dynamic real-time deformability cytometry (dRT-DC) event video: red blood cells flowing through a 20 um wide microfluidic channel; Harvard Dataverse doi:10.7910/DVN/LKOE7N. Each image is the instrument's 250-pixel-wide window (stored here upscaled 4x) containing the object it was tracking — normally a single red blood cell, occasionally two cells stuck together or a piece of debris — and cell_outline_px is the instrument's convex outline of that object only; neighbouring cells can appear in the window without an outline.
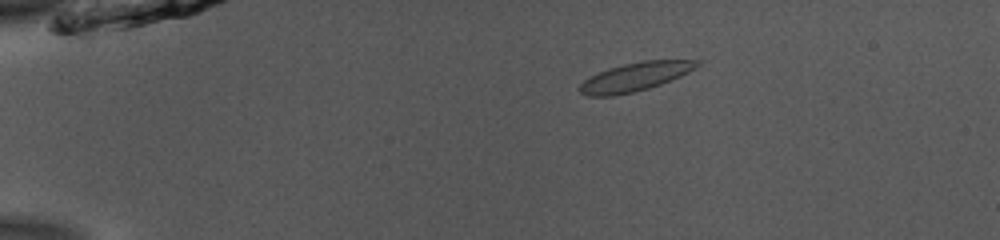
{"species": "common noctule bat (a hibernating species)", "species_latin": "Nyctalus noctula", "temperature_condition": "room temperature", "stored_images_in_passage": 46, "camera_frame_rate_fps": 3000, "um_per_image_px": 0.085, "animal": {"sex": "male", "body_mass_g": 13.0, "forearm_length_mm": 53.1}, "frame": {"image": 1, "passage_image": 4, "time_ms": 1.0, "image_size_px": [1000, 240], "cell_outline_px": [[700, 64], [696, 68], [680, 76], [660, 84], [648, 88], [632, 92], [612, 96], [588, 96], [580, 92], [580, 84], [584, 80], [608, 68], [624, 64], [644, 60], [700, 60]], "centroid_in_image_um": [54.0, 6.52], "position_along_channel_um": 31.0, "area_um2": 19.25}}
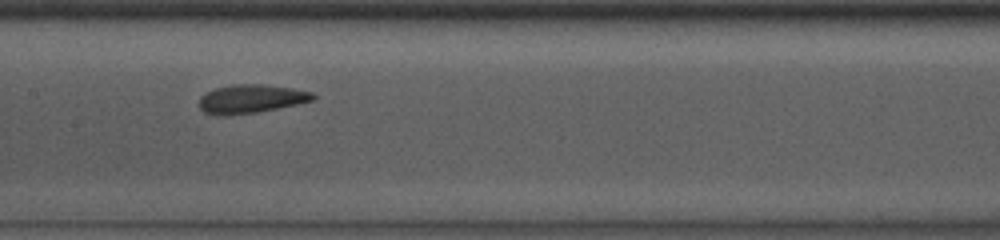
{"frame": {"image": 2, "passage_image": 21, "time_ms": 6.667, "image_size_px": [1000, 240], "cell_outline_px": [[316, 100], [256, 112], [228, 116], [224, 116], [204, 112], [200, 108], [200, 96], [216, 88], [232, 84], [260, 84], [292, 88], [312, 92], [316, 96]], "centroid_in_image_um": [21.35, 8.4], "position_along_channel_um": 186.1, "area_um2": 18.84}}
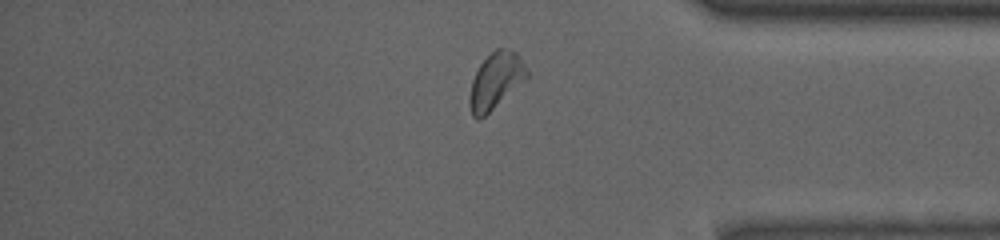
{"frame": {"image": 3, "passage_image": 38, "time_ms": 12.333, "image_size_px": [1000, 240], "cell_outline_px": [[528, 76], [484, 116], [476, 120], [472, 116], [468, 104], [468, 100], [472, 80], [480, 64], [496, 48], [508, 48], [516, 52], [520, 56], [528, 72]], "centroid_in_image_um": [42.1, 6.85], "position_along_channel_um": 393.1, "area_um2": 18.38}, "authors_computed_cell_mechanics": {"area_um2": 18.8428, "velocity_mm_per_s": 3.8649, "shape_relaxation_time_tau1_ms": 2.719, "shape_relaxation_time_tau2_ms": 1.028, "deformation_change_tau1": 0.1034, "deformation_change_tau2": 0.0608}}